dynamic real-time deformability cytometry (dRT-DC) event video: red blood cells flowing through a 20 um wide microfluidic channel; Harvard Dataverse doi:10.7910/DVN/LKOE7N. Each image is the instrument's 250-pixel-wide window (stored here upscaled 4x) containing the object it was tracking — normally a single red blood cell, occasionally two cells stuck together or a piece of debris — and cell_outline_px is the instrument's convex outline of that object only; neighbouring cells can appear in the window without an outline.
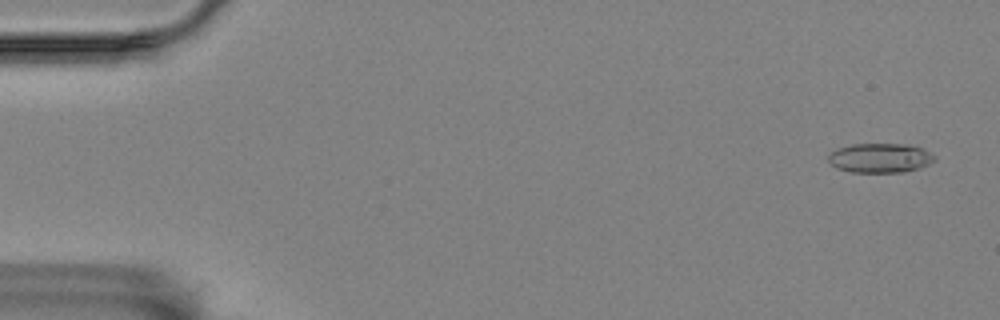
{"species": "Egyptian fruit bat (a non-hibernating species)", "species_latin": "Rousettus aegyptiacus", "temperature_condition": "room temperature", "stored_images_in_passage": 58, "camera_frame_rate_fps": 3000, "um_per_image_px": 0.085, "animal": {"sex": "female"}, "frame": {"image": 1, "passage_image": 3, "time_ms": 0.667, "image_size_px": [1000, 320], "cell_outline_px": [[936, 160], [920, 168], [904, 172], [852, 172], [836, 168], [828, 160], [828, 156], [836, 148], [852, 144], [908, 144], [920, 148], [936, 156]], "centroid_in_image_um": [74.81, 13.43], "position_along_channel_um": 10.2, "area_um2": 18.21}}
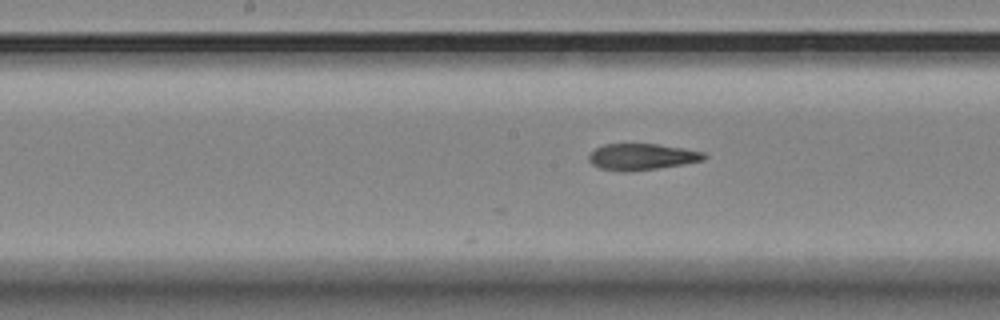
{"frame": {"image": 2, "passage_image": 30, "time_ms": 9.667, "image_size_px": [1000, 320], "cell_outline_px": [[708, 156], [704, 160], [656, 168], [628, 172], [616, 172], [600, 168], [592, 164], [588, 160], [588, 156], [596, 148], [604, 144], [656, 144], [684, 148], [704, 152]], "centroid_in_image_um": [54.53, 13.33], "position_along_channel_um": 193.7, "area_um2": 17.69}}
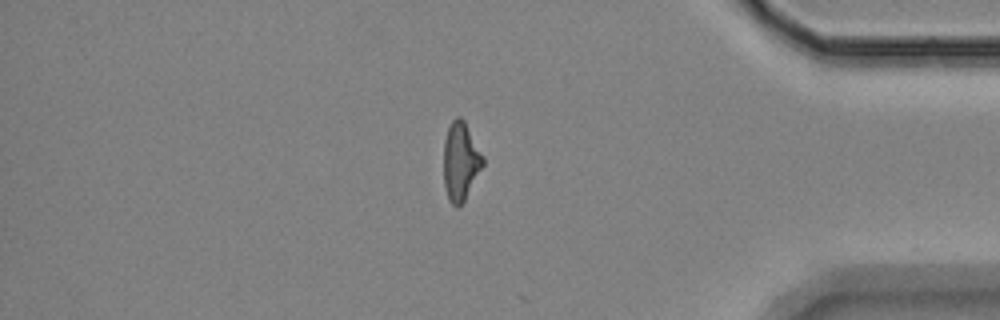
{"frame": {"image": 3, "passage_image": 50, "time_ms": 16.333, "image_size_px": [1000, 320], "cell_outline_px": [[484, 164], [464, 200], [456, 208], [448, 200], [444, 184], [444, 140], [448, 128], [452, 120], [456, 116], [460, 116], [464, 120], [484, 156]], "centroid_in_image_um": [39.15, 13.69], "position_along_channel_um": 396.1, "area_um2": 17.86}, "authors_computed_cell_mechanics": {"area_um2": 18.1781, "velocity_mm_per_s": 3.4438, "shape_relaxation_time_tau1_ms": null, "shape_relaxation_time_tau2_ms": 4.3845, "deformation_change_tau1": null, "deformation_change_tau2": 0.1243}}